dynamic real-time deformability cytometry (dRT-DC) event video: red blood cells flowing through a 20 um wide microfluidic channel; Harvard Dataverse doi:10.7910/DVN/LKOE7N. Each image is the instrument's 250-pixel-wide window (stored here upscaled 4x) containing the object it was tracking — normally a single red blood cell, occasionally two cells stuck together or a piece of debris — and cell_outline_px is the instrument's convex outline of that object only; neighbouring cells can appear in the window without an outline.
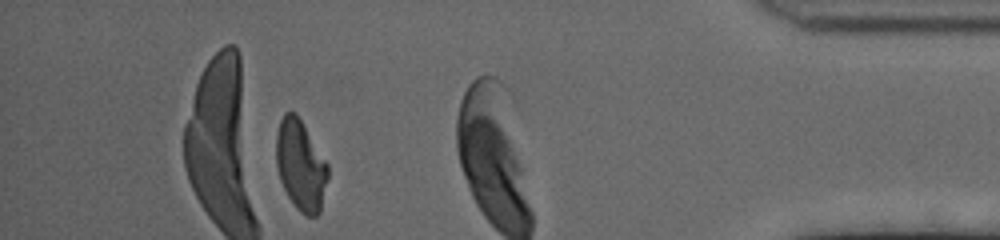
{"species": "human", "species_latin": "Homo sapiens", "temperature_condition": "cold", "stored_images_in_passage": 39, "segment_of_instrument_passage": [2, 2], "camera_frame_rate_fps": 3000, "um_per_image_px": 0.085, "donor": {"sex": "female"}, "frame": {"image": 1, "passage_image": 33, "time_ms": 10.667, "image_size_px": [1000, 240], "cell_outline_px": [[328, 176], [320, 212], [316, 216], [308, 216], [300, 212], [296, 208], [288, 196], [280, 180], [276, 168], [276, 132], [280, 120], [284, 112], [296, 112], [328, 164]], "centroid_in_image_um": [25.54, 14.04], "position_along_channel_um": 409.7, "area_um2": 27.28}}